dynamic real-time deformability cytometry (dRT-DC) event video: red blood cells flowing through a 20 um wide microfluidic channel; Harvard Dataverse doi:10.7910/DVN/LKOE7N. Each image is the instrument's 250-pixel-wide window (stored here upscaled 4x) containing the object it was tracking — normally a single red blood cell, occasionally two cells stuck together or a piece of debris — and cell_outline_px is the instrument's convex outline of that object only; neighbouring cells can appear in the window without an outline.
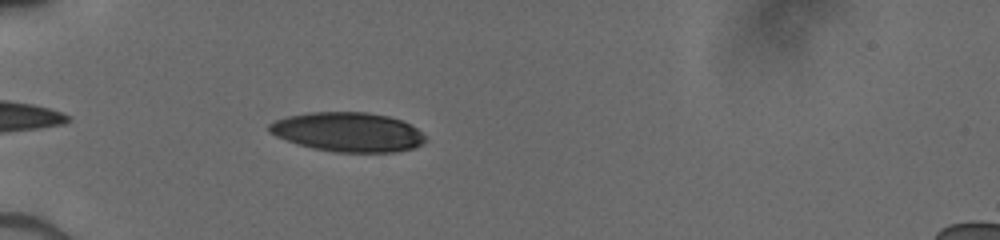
{"species": "human", "species_latin": "Homo sapiens", "temperature_condition": "cold", "stored_images_in_passage": 66, "camera_frame_rate_fps": 3000, "um_per_image_px": 0.085, "donor": {"sex": "male"}, "frame": {"image": 1, "passage_image": 8, "time_ms": 1.0, "image_size_px": [1000, 240], "cell_outline_px": [[424, 144], [412, 148], [396, 152], [332, 152], [312, 148], [276, 136], [268, 132], [268, 124], [276, 120], [288, 116], [312, 112], [364, 112], [388, 116], [400, 120], [416, 128], [424, 136]], "centroid_in_image_um": [29.56, 11.23], "position_along_channel_um": 55.4, "area_um2": 35.55}}
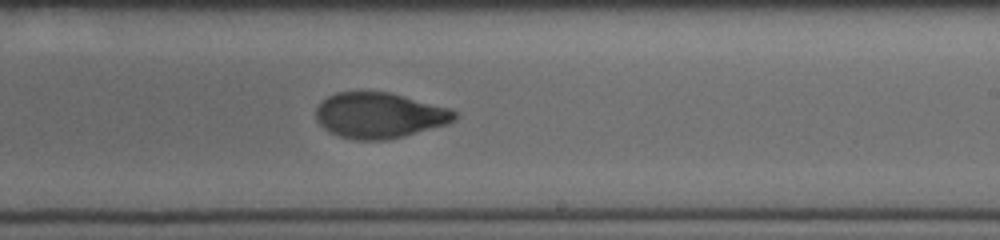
{"frame": {"image": 2, "passage_image": 36, "time_ms": 6.333, "image_size_px": [1000, 240], "cell_outline_px": [[456, 116], [448, 124], [404, 136], [384, 140], [356, 140], [340, 136], [328, 132], [316, 120], [316, 108], [328, 96], [336, 92], [388, 92], [452, 108], [456, 112]], "centroid_in_image_um": [32.25, 9.81], "position_along_channel_um": 256.8, "area_um2": 36.76}}
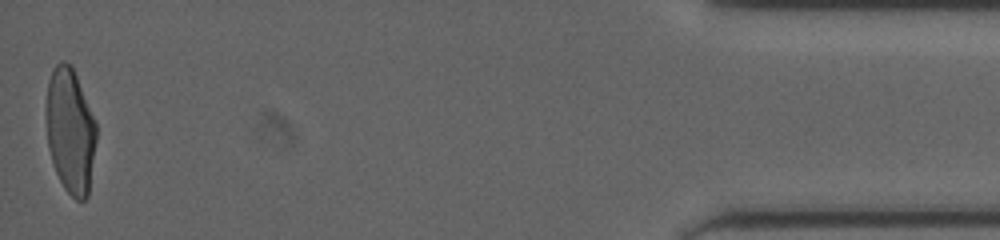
{"frame": {"image": 3, "passage_image": 66, "time_ms": 12.333, "image_size_px": [1000, 240], "cell_outline_px": [[96, 140], [88, 196], [84, 200], [76, 200], [64, 188], [56, 172], [48, 148], [48, 80], [52, 68], [60, 60], [64, 60], [72, 64], [96, 124]], "centroid_in_image_um": [5.99, 11.1], "position_along_channel_um": 429.2, "area_um2": 36.01}}